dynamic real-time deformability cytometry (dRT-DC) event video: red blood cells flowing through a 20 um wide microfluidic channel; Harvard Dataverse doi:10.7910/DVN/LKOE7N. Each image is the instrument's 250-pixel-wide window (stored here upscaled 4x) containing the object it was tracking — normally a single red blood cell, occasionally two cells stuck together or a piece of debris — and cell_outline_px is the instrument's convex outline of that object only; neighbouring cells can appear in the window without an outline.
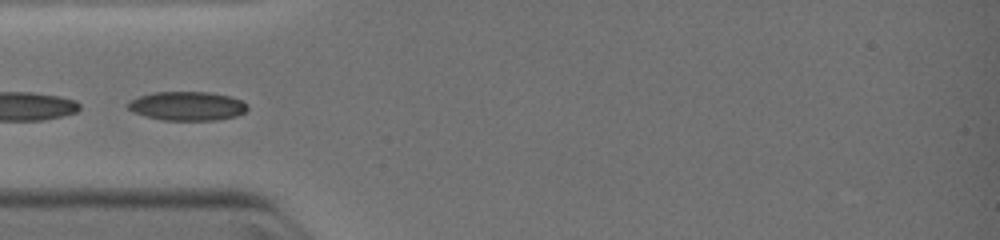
{"species": "common noctule bat (a hibernating species)", "species_latin": "Nyctalus noctula", "temperature_condition": "warm", "stored_images_in_passage": 4, "camera_frame_rate_fps": 3000, "um_per_image_px": 0.085, "animal": {"sex": "female", "body_mass_g": 19.0, "forearm_length_mm": 51.5}, "frame": {"image": 1, "passage_image": 3, "time_ms": 2.333, "image_size_px": [1000, 240], "cell_outline_px": [[248, 108], [244, 112], [236, 116], [216, 120], [164, 120], [144, 116], [132, 112], [124, 104], [140, 96], [156, 92], [208, 92], [228, 96], [240, 100]], "centroid_in_image_um": [15.86, 9.02], "position_along_channel_um": 69.1, "area_um2": 20.0}}